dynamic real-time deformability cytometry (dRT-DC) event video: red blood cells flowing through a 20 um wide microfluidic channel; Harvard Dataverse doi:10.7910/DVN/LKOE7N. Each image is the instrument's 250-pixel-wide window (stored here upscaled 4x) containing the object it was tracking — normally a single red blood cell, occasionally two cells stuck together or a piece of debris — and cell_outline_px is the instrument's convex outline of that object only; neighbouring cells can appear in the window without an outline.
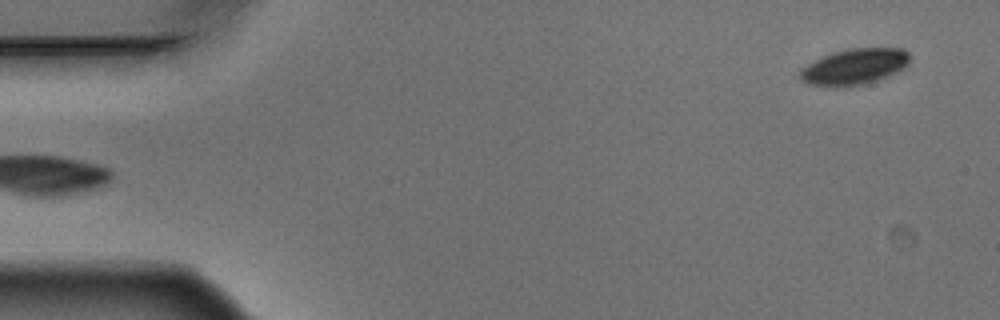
{"species": "Egyptian fruit bat (a non-hibernating species)", "species_latin": "Rousettus aegyptiacus", "temperature_condition": "warm", "stored_images_in_passage": 3, "segment_of_instrument_passage": [2, 2], "camera_frame_rate_fps": 3000, "um_per_image_px": 0.085, "animal": {"sex": "male"}, "frame": {"image": 1, "passage_image": 3, "time_ms": 0.667, "image_size_px": [1000, 320], "cell_outline_px": [[908, 64], [904, 68], [888, 76], [864, 84], [808, 84], [800, 80], [800, 68], [832, 52], [852, 48], [904, 48], [908, 52]], "centroid_in_image_um": [72.66, 5.62], "position_along_channel_um": 12.3, "area_um2": 22.25}}